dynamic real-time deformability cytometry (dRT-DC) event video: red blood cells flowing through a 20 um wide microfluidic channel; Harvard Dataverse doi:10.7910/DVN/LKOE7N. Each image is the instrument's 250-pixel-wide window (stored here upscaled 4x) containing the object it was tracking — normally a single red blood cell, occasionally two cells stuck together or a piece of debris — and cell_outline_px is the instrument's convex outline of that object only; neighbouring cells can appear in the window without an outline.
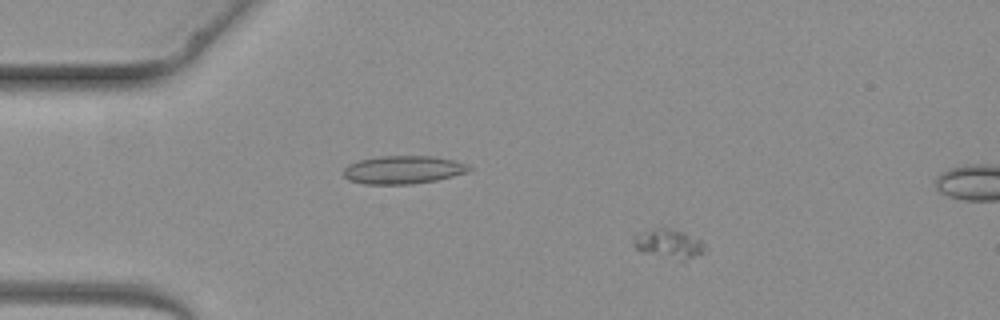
{"species": "common noctule bat (a hibernating species)", "species_latin": "Nyctalus noctula", "temperature_condition": "warm", "stored_images_in_passage": 4, "camera_frame_rate_fps": 3000, "um_per_image_px": 0.085, "animal": {"sex": "female", "body_mass_g": 19.3, "forearm_length_mm": 54.1}, "frame": {"image": 1, "passage_image": 3, "time_ms": 3.0, "image_size_px": [1000, 320], "cell_outline_px": [[704, 248], [700, 252], [684, 260], [680, 260], [640, 252], [632, 244], [632, 240], [640, 232], [652, 228], [668, 228], [684, 232], [700, 240], [704, 244]], "centroid_in_image_um": [56.76, 20.7], "position_along_channel_um": 28.2, "area_um2": 11.85}}